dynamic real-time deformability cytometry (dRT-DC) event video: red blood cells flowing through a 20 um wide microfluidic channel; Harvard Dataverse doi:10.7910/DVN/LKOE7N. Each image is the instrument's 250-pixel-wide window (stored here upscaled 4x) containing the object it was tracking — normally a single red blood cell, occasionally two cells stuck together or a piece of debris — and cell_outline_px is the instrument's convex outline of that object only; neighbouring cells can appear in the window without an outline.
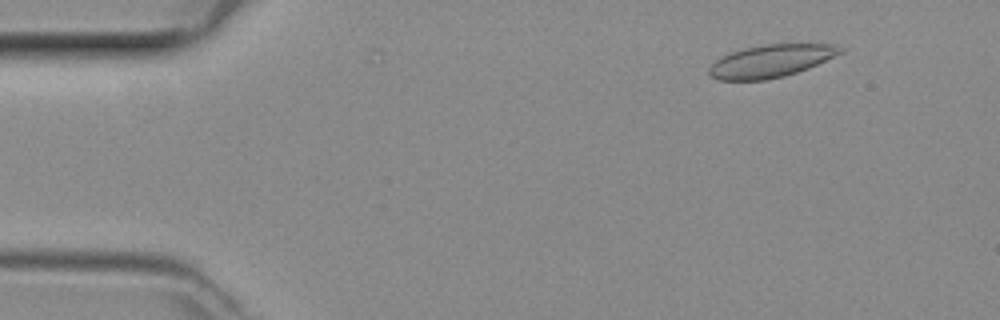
{"species": "common noctule bat (a hibernating species)", "species_latin": "Nyctalus noctula", "temperature_condition": "room temperature", "stored_images_in_passage": 19, "camera_frame_rate_fps": 3000, "um_per_image_px": 0.085, "animal": {"sex": "female", "body_mass_g": 29.2, "forearm_length_mm": 56.3}, "frame": {"image": 1, "passage_image": 6, "time_ms": 1.667, "image_size_px": [1000, 320], "cell_outline_px": [[844, 52], [808, 68], [784, 76], [764, 80], [716, 80], [708, 72], [708, 68], [716, 60], [728, 52], [744, 48], [764, 44], [832, 44], [844, 48]], "centroid_in_image_um": [65.51, 5.18], "position_along_channel_um": 19.5, "area_um2": 24.91}}
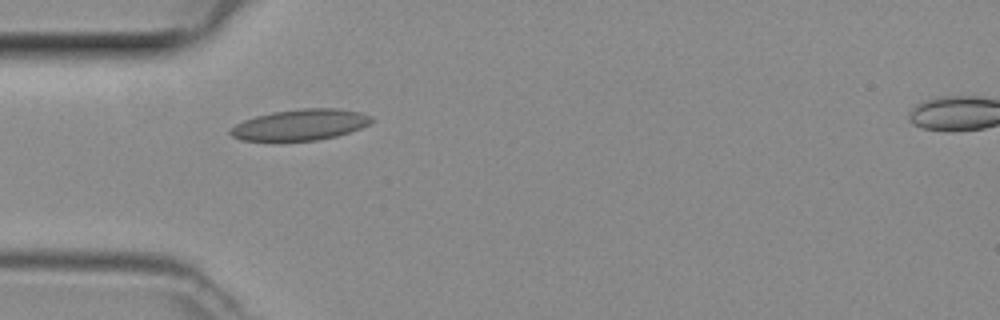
{"frame": {"image": 2, "passage_image": 15, "time_ms": 4.667, "image_size_px": [1000, 320], "cell_outline_px": [[372, 120], [368, 124], [360, 128], [336, 136], [316, 140], [276, 144], [272, 144], [240, 140], [232, 136], [228, 132], [236, 124], [244, 120], [256, 116], [272, 112], [304, 108], [336, 108], [360, 112], [372, 116]], "centroid_in_image_um": [25.43, 10.66], "position_along_channel_um": 59.6, "area_um2": 26.3}}
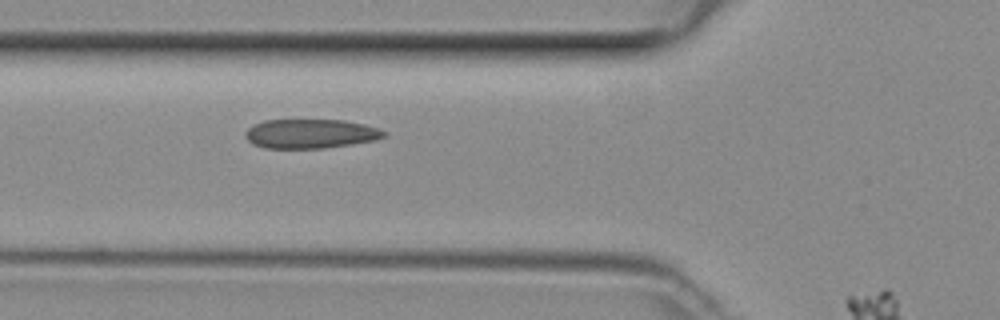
{"frame": {"image": 3, "passage_image": 18, "time_ms": 5.667, "image_size_px": [1000, 320], "cell_outline_px": [[388, 136], [372, 140], [352, 144], [324, 148], [264, 148], [252, 144], [244, 136], [244, 132], [248, 128], [264, 120], [344, 120], [364, 124], [380, 128]], "centroid_in_image_um": [26.38, 11.36], "position_along_channel_um": 99.4, "area_um2": 23.64}}